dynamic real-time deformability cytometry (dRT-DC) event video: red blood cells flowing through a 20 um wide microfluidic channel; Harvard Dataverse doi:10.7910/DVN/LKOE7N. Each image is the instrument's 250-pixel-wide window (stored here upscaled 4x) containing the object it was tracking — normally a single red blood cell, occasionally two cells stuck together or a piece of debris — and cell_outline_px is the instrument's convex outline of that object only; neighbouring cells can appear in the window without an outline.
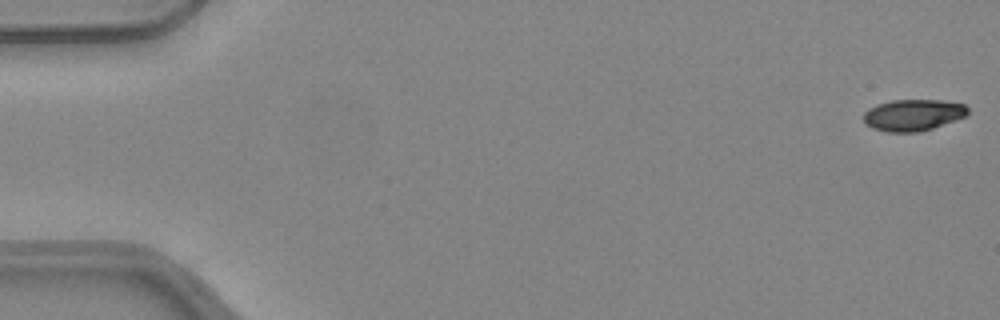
{"species": "common noctule bat (a hibernating species)", "species_latin": "Nyctalus noctula", "temperature_condition": "warm", "stored_images_in_passage": 10, "camera_frame_rate_fps": 3000, "um_per_image_px": 0.085, "animal": {"sex": "female", "body_mass_g": 24.6, "forearm_length_mm": 56.2}, "frame": {"image": 1, "passage_image": 1, "time_ms": 0.0, "image_size_px": [1000, 320], "cell_outline_px": [[968, 112], [964, 116], [956, 120], [920, 132], [888, 132], [872, 128], [864, 124], [864, 112], [868, 108], [876, 104], [892, 100], [940, 100], [964, 104], [968, 108]], "centroid_in_image_um": [77.57, 9.78], "position_along_channel_um": 7.4, "area_um2": 19.19}}